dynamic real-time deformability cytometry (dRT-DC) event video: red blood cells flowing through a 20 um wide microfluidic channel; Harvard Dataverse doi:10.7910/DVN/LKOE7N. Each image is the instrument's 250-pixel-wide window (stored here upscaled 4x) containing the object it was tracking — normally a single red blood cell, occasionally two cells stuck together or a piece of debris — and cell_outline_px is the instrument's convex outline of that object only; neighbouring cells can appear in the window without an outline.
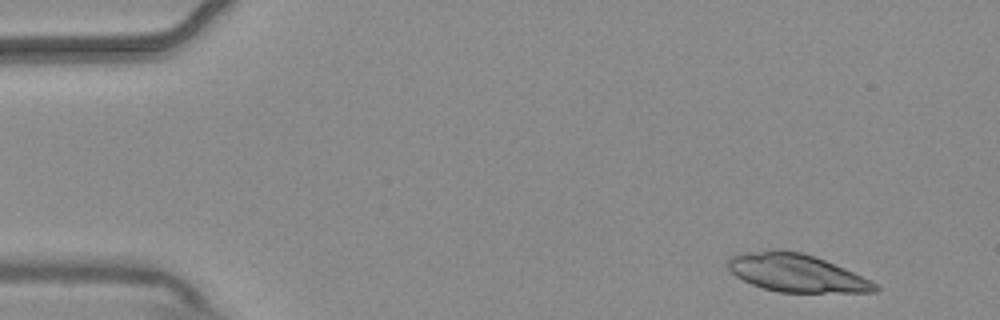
{"species": "common noctule bat (a hibernating species)", "species_latin": "Nyctalus noctula", "temperature_condition": "warm", "stored_images_in_passage": 4, "camera_frame_rate_fps": 3000, "um_per_image_px": 0.085, "animal": {"sex": "male", "body_mass_g": 20.4}, "frame": {"image": 1, "passage_image": 1, "time_ms": 0.0, "image_size_px": [1000, 320], "cell_outline_px": [[880, 288], [876, 292], [780, 292], [764, 288], [752, 284], [736, 276], [728, 268], [728, 260], [732, 256], [740, 252], [776, 248], [780, 248], [800, 252], [816, 256], [844, 268], [876, 284]], "centroid_in_image_um": [67.65, 23.17], "position_along_channel_um": 17.4, "area_um2": 32.43}}
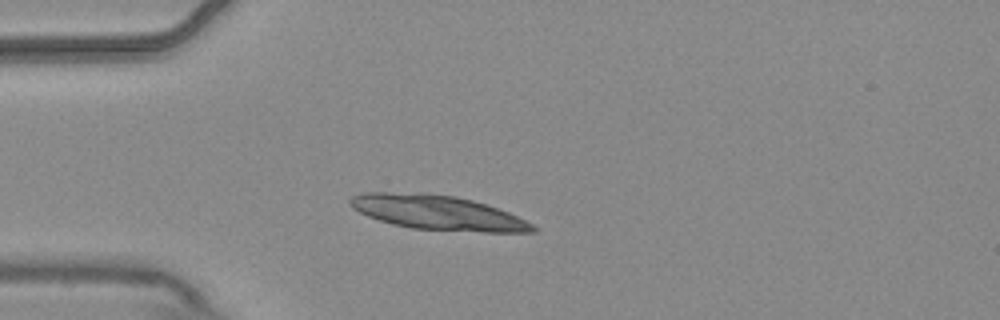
{"frame": {"image": 2, "passage_image": 3, "time_ms": 0.667, "image_size_px": [1000, 320], "cell_outline_px": [[536, 232], [484, 232], [412, 228], [392, 224], [368, 216], [352, 208], [348, 204], [348, 200], [352, 196], [364, 192], [420, 192], [456, 196], [488, 204], [508, 212], [532, 224], [536, 228]], "centroid_in_image_um": [37.17, 18.05], "position_along_channel_um": 47.8, "area_um2": 36.76}}